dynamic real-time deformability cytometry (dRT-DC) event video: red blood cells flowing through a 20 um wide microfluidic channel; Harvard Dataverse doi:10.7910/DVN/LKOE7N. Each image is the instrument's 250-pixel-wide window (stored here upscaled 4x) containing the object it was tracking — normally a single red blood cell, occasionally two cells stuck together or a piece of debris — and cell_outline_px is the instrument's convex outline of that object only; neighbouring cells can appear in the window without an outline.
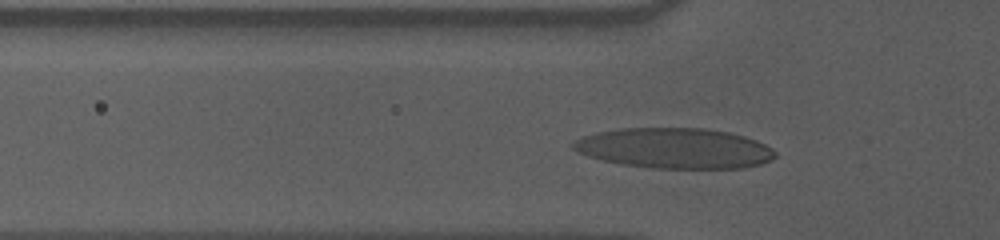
{"species": "human", "species_latin": "Homo sapiens", "temperature_condition": "cold", "stored_images_in_passage": 36, "camera_frame_rate_fps": 3000, "um_per_image_px": 0.085, "donor": {"sex": "male"}, "frame": {"image": 1, "passage_image": 8, "time_ms": 2.333, "image_size_px": [1000, 240], "cell_outline_px": [[776, 156], [772, 160], [760, 164], [744, 168], [648, 168], [620, 164], [600, 160], [588, 156], [572, 148], [572, 144], [576, 140], [584, 136], [596, 132], [620, 128], [704, 128], [728, 132], [744, 136], [756, 140], [772, 148], [776, 152]], "centroid_in_image_um": [57.34, 12.6], "position_along_channel_um": 68.5, "area_um2": 47.69}}
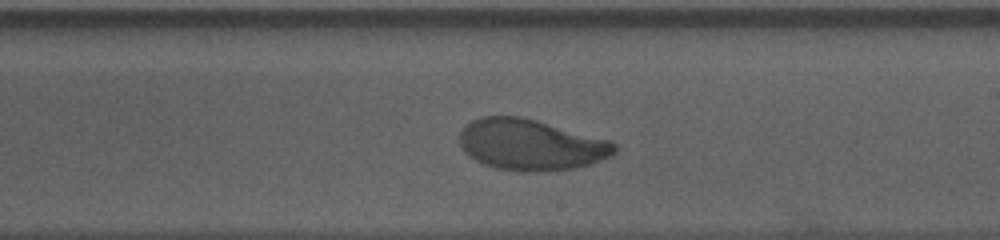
{"frame": {"image": 2, "passage_image": 23, "time_ms": 7.333, "image_size_px": [1000, 240], "cell_outline_px": [[616, 152], [612, 156], [592, 164], [576, 168], [548, 172], [528, 172], [496, 168], [484, 164], [468, 156], [464, 152], [460, 144], [460, 132], [472, 120], [480, 116], [520, 116], [536, 120], [612, 140], [616, 144]], "centroid_in_image_um": [45.16, 12.31], "position_along_channel_um": 243.8, "area_um2": 46.53}}
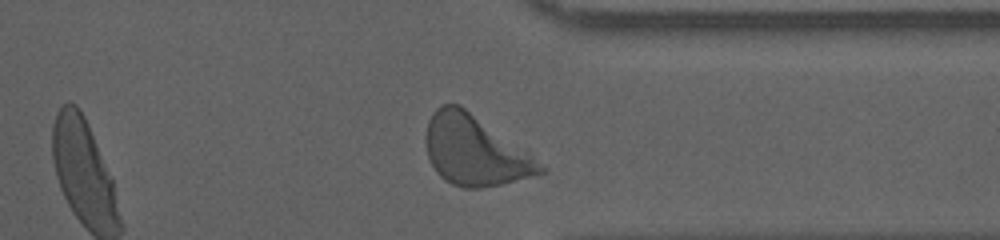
{"frame": {"image": 3, "passage_image": 34, "time_ms": 11.0, "image_size_px": [1000, 240], "cell_outline_px": [[548, 172], [536, 176], [500, 184], [480, 188], [464, 188], [452, 184], [444, 180], [436, 172], [428, 160], [424, 136], [428, 120], [432, 112], [440, 104], [460, 104], [532, 156], [548, 168]], "centroid_in_image_um": [40.32, 12.81], "position_along_channel_um": 371.1, "area_um2": 46.53}, "authors_computed_cell_mechanics": {"area_um2": 46.0377, "velocity_mm_per_s": 3.5222, "shape_relaxation_time_tau1_ms": 3.2901, "shape_relaxation_time_tau2_ms": 2.1379, "deformation_change_tau1": 0.1636, "deformation_change_tau2": 0.0663}}